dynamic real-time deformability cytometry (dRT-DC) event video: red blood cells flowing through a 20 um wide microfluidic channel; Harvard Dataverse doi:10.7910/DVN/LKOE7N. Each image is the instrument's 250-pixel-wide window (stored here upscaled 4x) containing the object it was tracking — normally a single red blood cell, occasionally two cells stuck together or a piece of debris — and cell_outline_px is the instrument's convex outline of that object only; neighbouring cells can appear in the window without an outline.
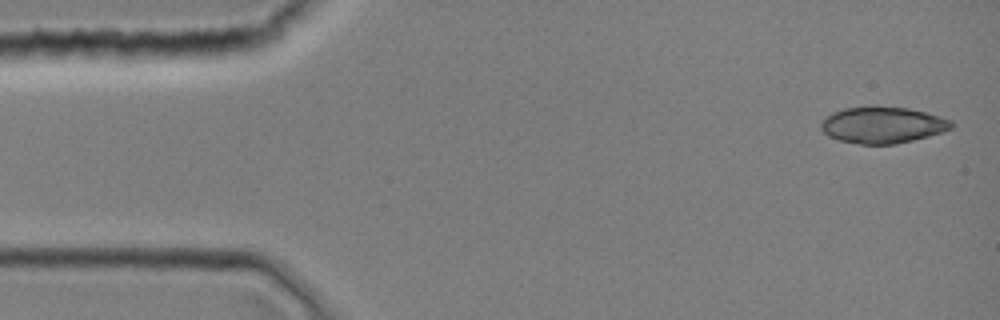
{"species": "common noctule bat (a hibernating species)", "species_latin": "Nyctalus noctula", "temperature_condition": "room temperature", "stored_images_in_passage": 8, "camera_frame_rate_fps": 3000, "um_per_image_px": 0.085, "animal": {"sex": "female", "body_mass_g": 19.0, "forearm_length_mm": 51.5}, "frame": {"image": 1, "passage_image": 1, "time_ms": 0.0, "image_size_px": [1000, 320], "cell_outline_px": [[956, 124], [952, 128], [928, 136], [896, 144], [860, 144], [840, 140], [828, 136], [820, 128], [820, 120], [832, 112], [844, 108], [872, 104], [876, 104], [908, 108], [940, 116], [952, 120]], "centroid_in_image_um": [74.99, 10.59], "position_along_channel_um": 10.0, "area_um2": 28.26}}